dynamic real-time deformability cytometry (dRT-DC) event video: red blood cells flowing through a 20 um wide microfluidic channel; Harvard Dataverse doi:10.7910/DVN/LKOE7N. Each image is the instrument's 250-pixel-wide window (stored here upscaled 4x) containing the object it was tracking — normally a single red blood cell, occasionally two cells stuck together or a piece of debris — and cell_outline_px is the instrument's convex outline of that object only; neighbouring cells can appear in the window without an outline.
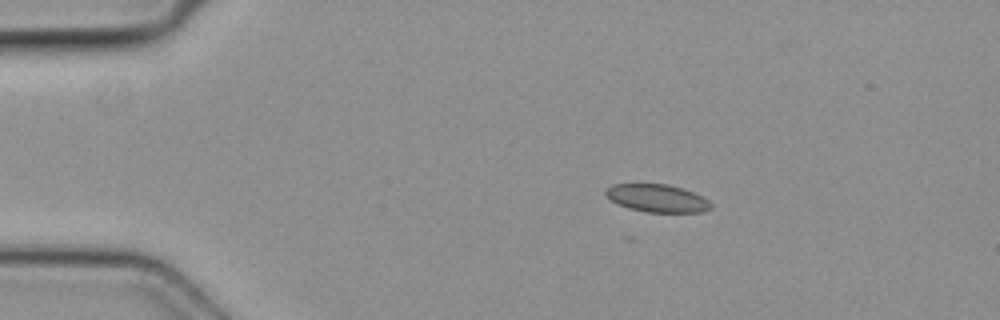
{"species": "common noctule bat (a hibernating species)", "species_latin": "Nyctalus noctula", "temperature_condition": "cold", "stored_images_in_passage": 5, "camera_frame_rate_fps": 3000, "um_per_image_px": 0.085, "animal": {"sex": "female", "body_mass_g": 19.3, "forearm_length_mm": 54.1}, "frame": {"image": 1, "passage_image": 2, "time_ms": 0.333, "image_size_px": [1000, 320], "cell_outline_px": [[712, 208], [700, 212], [644, 212], [628, 208], [616, 204], [608, 200], [604, 196], [604, 188], [612, 184], [668, 184], [692, 192], [708, 200], [712, 204]], "centroid_in_image_um": [55.76, 16.85], "position_along_channel_um": 29.2, "area_um2": 17.22}}
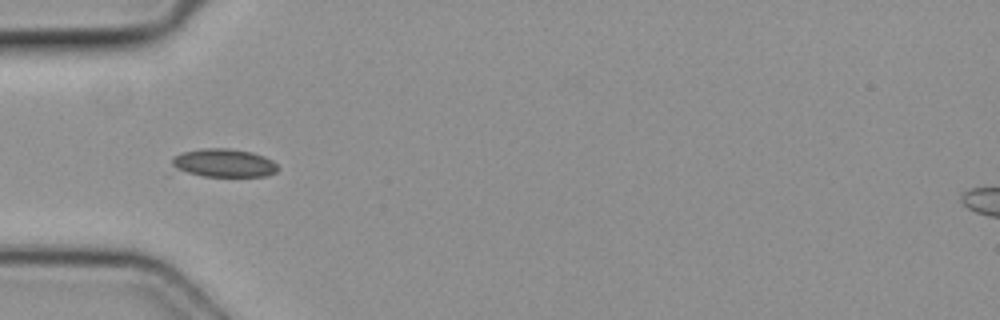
{"frame": {"image": 2, "passage_image": 4, "time_ms": 1.0, "image_size_px": [1000, 320], "cell_outline_px": [[280, 168], [276, 172], [268, 176], [168, 176], [172, 156], [180, 152], [204, 148], [228, 148], [252, 152], [264, 156], [272, 160]], "centroid_in_image_um": [18.78, 13.89], "position_along_channel_um": 66.2, "area_um2": 18.79}}
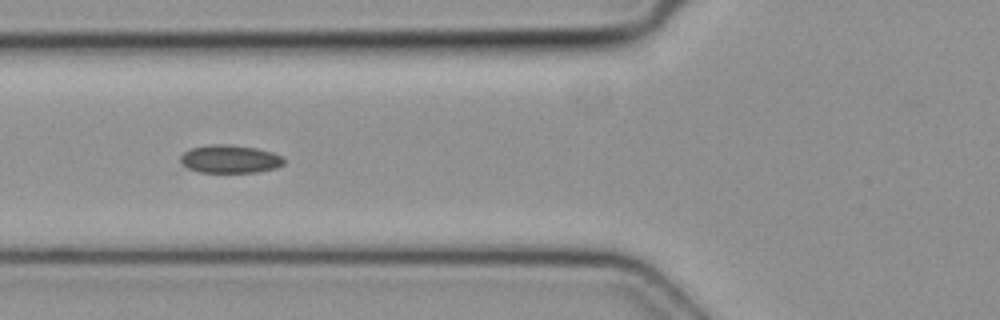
{"frame": {"image": 3, "passage_image": 5, "time_ms": 1.333, "image_size_px": [1000, 320], "cell_outline_px": [[284, 164], [276, 168], [256, 172], [200, 172], [188, 168], [180, 164], [180, 156], [184, 152], [192, 148], [212, 144], [228, 144], [256, 148], [272, 152], [280, 156], [284, 160]], "centroid_in_image_um": [19.52, 13.52], "position_along_channel_um": 106.3, "area_um2": 16.88}}